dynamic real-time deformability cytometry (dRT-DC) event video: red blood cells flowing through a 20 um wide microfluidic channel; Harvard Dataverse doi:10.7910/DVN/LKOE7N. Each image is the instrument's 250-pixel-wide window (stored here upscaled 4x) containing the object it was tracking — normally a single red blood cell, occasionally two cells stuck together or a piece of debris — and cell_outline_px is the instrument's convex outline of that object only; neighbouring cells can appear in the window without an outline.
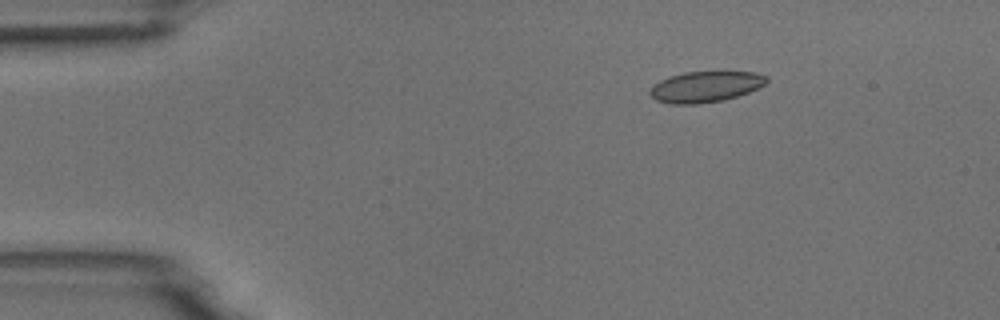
{"species": "common noctule bat (a hibernating species)", "species_latin": "Nyctalus noctula", "temperature_condition": "room temperature", "stored_images_in_passage": 4, "camera_frame_rate_fps": 3000, "um_per_image_px": 0.085, "animal": {"sex": "male", "body_mass_g": 18.8}, "frame": {"image": 1, "passage_image": 2, "time_ms": 0.333, "image_size_px": [1000, 320], "cell_outline_px": [[768, 80], [764, 84], [748, 92], [724, 100], [696, 104], [672, 104], [656, 100], [648, 92], [660, 80], [668, 76], [684, 72], [724, 68], [756, 72], [768, 76]], "centroid_in_image_um": [60.02, 7.3], "position_along_channel_um": 25.0, "area_um2": 21.85}}
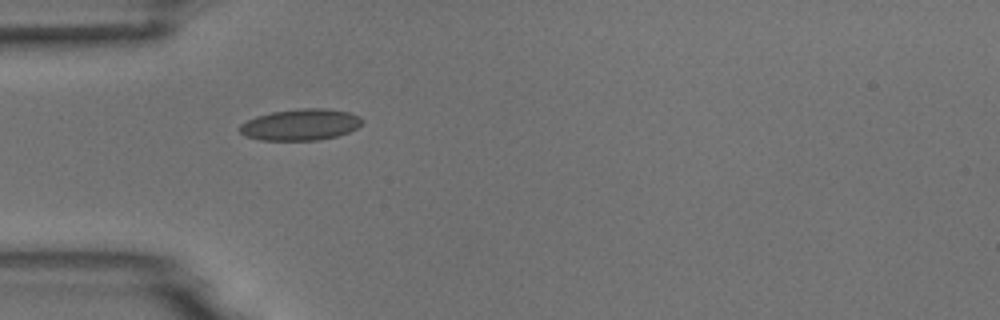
{"frame": {"image": 2, "passage_image": 4, "time_ms": 1.0, "image_size_px": [1000, 320], "cell_outline_px": [[364, 120], [356, 128], [348, 132], [336, 136], [316, 140], [260, 140], [244, 136], [240, 132], [240, 124], [256, 116], [272, 112], [300, 108], [324, 108], [348, 112], [360, 116]], "centroid_in_image_um": [25.53, 10.59], "position_along_channel_um": 59.5, "area_um2": 22.31}}